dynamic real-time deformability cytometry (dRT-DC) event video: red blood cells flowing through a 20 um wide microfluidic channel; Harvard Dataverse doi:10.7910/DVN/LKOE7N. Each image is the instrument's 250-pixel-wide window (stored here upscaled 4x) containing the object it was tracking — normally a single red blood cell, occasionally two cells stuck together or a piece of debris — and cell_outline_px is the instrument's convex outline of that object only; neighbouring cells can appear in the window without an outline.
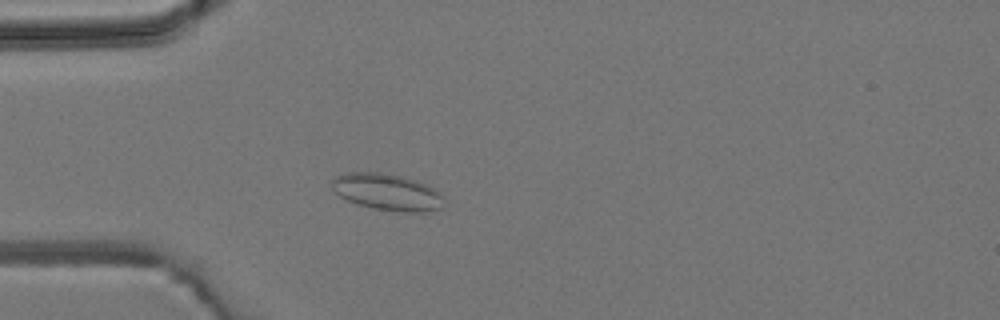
{"species": "common noctule bat (a hibernating species)", "species_latin": "Nyctalus noctula", "temperature_condition": "room temperature", "stored_images_in_passage": 4, "camera_frame_rate_fps": 3000, "um_per_image_px": 0.085, "animal": {"sex": "male", "body_mass_g": 19.2, "forearm_length_mm": 51.8}, "frame": {"image": 1, "passage_image": 4, "time_ms": 3.333, "image_size_px": [1000, 320], "cell_outline_px": [[440, 208], [424, 212], [400, 212], [372, 208], [356, 204], [344, 200], [332, 188], [332, 180], [336, 176], [348, 172], [376, 172], [400, 176], [428, 184], [440, 192]], "centroid_in_image_um": [32.86, 16.32], "position_along_channel_um": 52.1, "area_um2": 23.76}}